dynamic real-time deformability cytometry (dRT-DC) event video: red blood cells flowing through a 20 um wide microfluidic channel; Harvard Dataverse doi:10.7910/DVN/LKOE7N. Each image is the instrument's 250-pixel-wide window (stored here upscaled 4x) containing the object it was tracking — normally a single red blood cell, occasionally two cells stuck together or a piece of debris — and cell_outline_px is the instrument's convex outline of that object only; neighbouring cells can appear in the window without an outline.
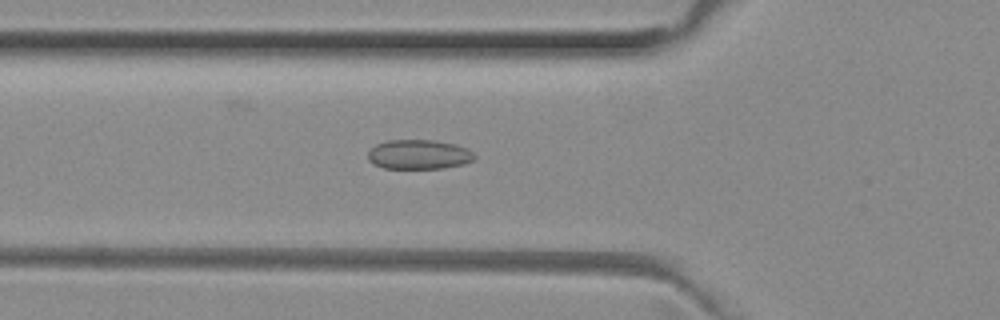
{"species": "common noctule bat (a hibernating species)", "species_latin": "Nyctalus noctula", "temperature_condition": "room temperature", "stored_images_in_passage": 35, "camera_frame_rate_fps": 3000, "um_per_image_px": 0.085, "animal": {"sex": "female", "body_mass_g": 29.2, "forearm_length_mm": 56.3}, "frame": {"image": 1, "passage_image": 2, "time_ms": 0.333, "image_size_px": [1000, 320], "cell_outline_px": [[476, 160], [464, 164], [444, 168], [384, 168], [372, 164], [368, 160], [368, 152], [376, 144], [388, 140], [436, 140], [456, 144], [468, 148], [476, 156]], "centroid_in_image_um": [35.63, 13.13], "position_along_channel_um": 90.2, "area_um2": 18.55}}
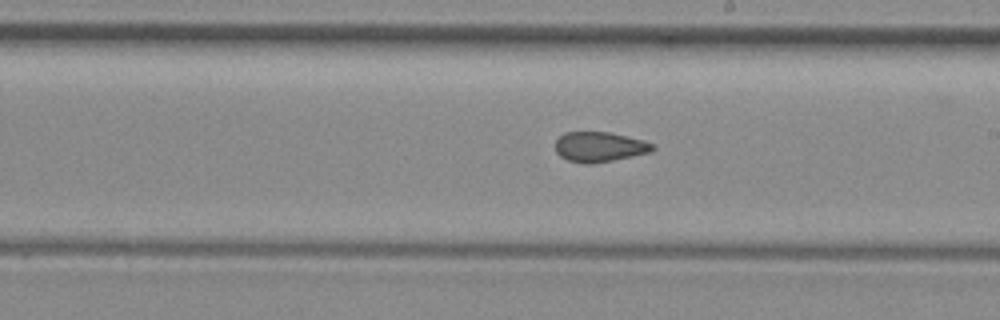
{"frame": {"image": 2, "passage_image": 13, "time_ms": 4.0, "image_size_px": [1000, 320], "cell_outline_px": [[656, 148], [652, 152], [592, 164], [584, 164], [568, 160], [560, 156], [556, 152], [556, 140], [564, 132], [612, 132], [644, 140], [652, 144]], "centroid_in_image_um": [50.97, 12.48], "position_along_channel_um": 238.0, "area_um2": 17.11}}
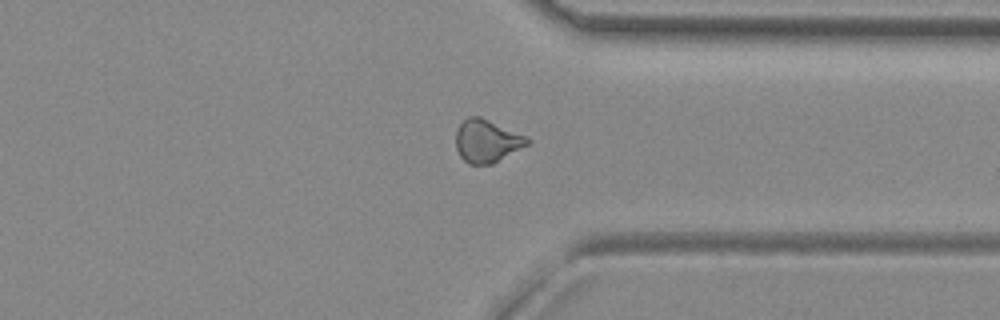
{"frame": {"image": 3, "passage_image": 23, "time_ms": 7.333, "image_size_px": [1000, 320], "cell_outline_px": [[532, 140], [528, 144], [492, 164], [468, 164], [460, 156], [456, 148], [456, 128], [468, 116], [480, 116], [528, 136]], "centroid_in_image_um": [41.38, 11.97], "position_along_channel_um": 370.0, "area_um2": 17.92}}